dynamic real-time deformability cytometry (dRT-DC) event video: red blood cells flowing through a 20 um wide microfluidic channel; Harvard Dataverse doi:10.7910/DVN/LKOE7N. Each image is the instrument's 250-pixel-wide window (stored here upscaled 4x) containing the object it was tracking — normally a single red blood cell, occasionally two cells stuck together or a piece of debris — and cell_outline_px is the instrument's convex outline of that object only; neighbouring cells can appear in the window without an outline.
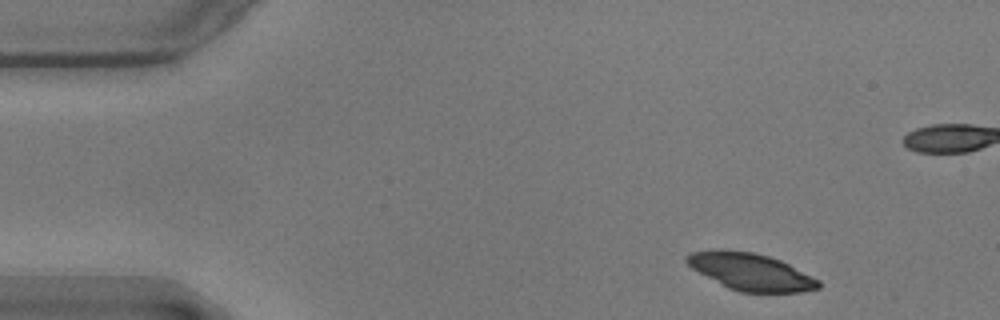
{"species": "common noctule bat (a hibernating species)", "species_latin": "Nyctalus noctula", "temperature_condition": "warm", "stored_images_in_passage": 51, "camera_frame_rate_fps": 3000, "um_per_image_px": 0.085, "animal": {"sex": "male", "body_mass_g": 17.9}, "frame": {"image": 1, "passage_image": 1, "time_ms": 0.0, "image_size_px": [1000, 320], "cell_outline_px": [[820, 288], [800, 292], [740, 292], [728, 288], [692, 268], [684, 260], [684, 256], [688, 252], [716, 248], [720, 248], [752, 252], [768, 256], [780, 260], [820, 280]], "centroid_in_image_um": [63.76, 23.07], "position_along_channel_um": 21.2, "area_um2": 28.55}}